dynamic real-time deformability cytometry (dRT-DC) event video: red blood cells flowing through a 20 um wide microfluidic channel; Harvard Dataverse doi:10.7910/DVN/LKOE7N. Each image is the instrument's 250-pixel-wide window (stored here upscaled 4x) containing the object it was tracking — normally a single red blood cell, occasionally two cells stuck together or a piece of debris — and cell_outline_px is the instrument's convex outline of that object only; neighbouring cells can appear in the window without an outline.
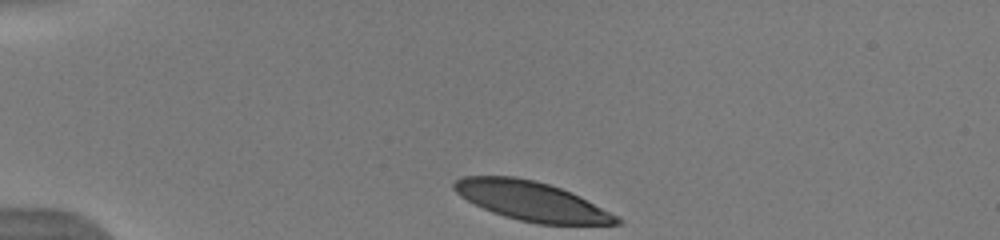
{"species": "human", "species_latin": "Homo sapiens", "temperature_condition": "warm", "stored_images_in_passage": 41, "camera_frame_rate_fps": 3000, "um_per_image_px": 0.085, "donor": {"sex": "male"}, "frame": {"image": 1, "passage_image": 1, "time_ms": 0.0, "image_size_px": [1000, 240], "cell_outline_px": [[624, 220], [620, 224], [536, 224], [504, 216], [492, 212], [460, 196], [452, 188], [452, 184], [456, 180], [464, 176], [516, 176], [536, 180], [560, 188], [580, 196], [620, 216]], "centroid_in_image_um": [45.22, 17.09], "position_along_channel_um": 39.8, "area_um2": 37.17}}
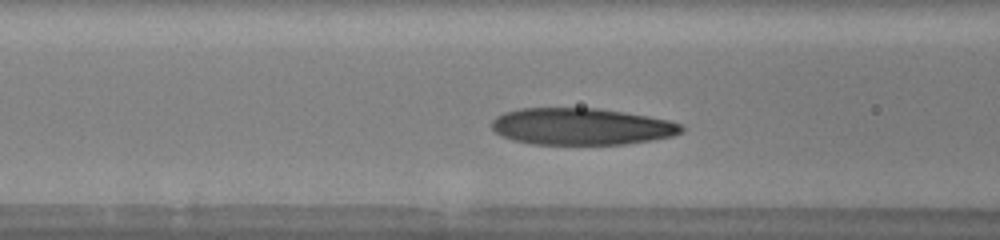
{"frame": {"image": 2, "passage_image": 11, "time_ms": 3.333, "image_size_px": [1000, 240], "cell_outline_px": [[684, 132], [672, 136], [652, 140], [624, 144], [532, 144], [512, 140], [496, 132], [492, 128], [492, 120], [496, 116], [504, 112], [520, 108], [596, 108], [624, 112], [648, 116], [668, 120], [680, 124], [684, 128]], "centroid_in_image_um": [49.42, 10.75], "position_along_channel_um": 117.2, "area_um2": 40.69}}
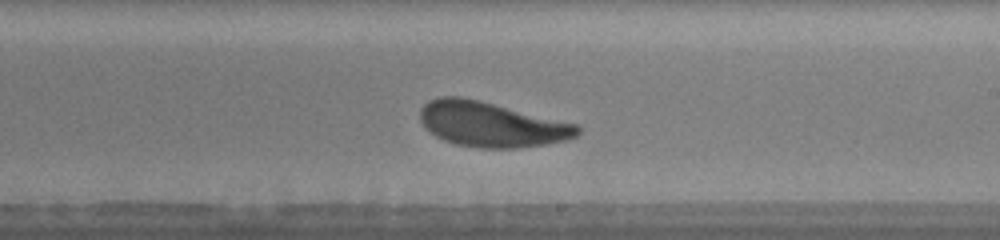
{"frame": {"image": 3, "passage_image": 21, "time_ms": 6.667, "image_size_px": [1000, 240], "cell_outline_px": [[580, 132], [576, 136], [564, 140], [548, 144], [516, 148], [480, 148], [456, 144], [444, 140], [436, 136], [424, 128], [420, 120], [420, 108], [428, 100], [440, 96], [460, 96], [480, 100], [580, 124]], "centroid_in_image_um": [41.77, 10.56], "position_along_channel_um": 247.2, "area_um2": 41.67}, "authors_computed_cell_mechanics": {"area_um2": 40.8068, "velocity_mm_per_s": 3.9045, "shape_relaxation_time_tau1_ms": 3.0107, "shape_relaxation_time_tau2_ms": 3.4689, "deformation_change_tau1": 0.1571, "deformation_change_tau2": 0.12}}